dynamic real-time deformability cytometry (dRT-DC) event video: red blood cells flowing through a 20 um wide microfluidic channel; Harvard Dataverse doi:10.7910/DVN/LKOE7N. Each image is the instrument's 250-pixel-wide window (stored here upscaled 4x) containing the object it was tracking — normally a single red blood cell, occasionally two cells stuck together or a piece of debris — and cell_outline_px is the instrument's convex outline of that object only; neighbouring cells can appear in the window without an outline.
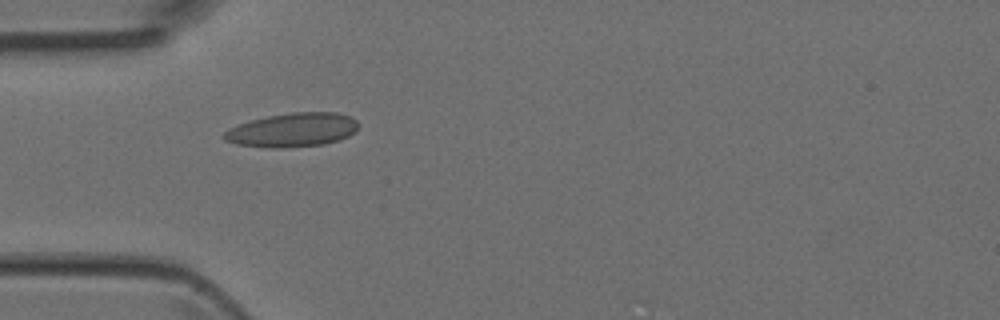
{"species": "Egyptian fruit bat (a non-hibernating species)", "species_latin": "Rousettus aegyptiacus", "temperature_condition": "room temperature", "stored_images_in_passage": 3, "camera_frame_rate_fps": 3000, "um_per_image_px": 0.085, "animal": {"sex": "female"}, "frame": {"image": 1, "passage_image": 2, "time_ms": 0.333, "image_size_px": [1000, 320], "cell_outline_px": [[356, 132], [340, 140], [324, 144], [284, 148], [272, 148], [236, 144], [224, 140], [220, 136], [228, 128], [252, 120], [268, 116], [292, 112], [336, 112], [352, 116], [356, 120]], "centroid_in_image_um": [24.86, 11.05], "position_along_channel_um": 60.1, "area_um2": 26.7}}
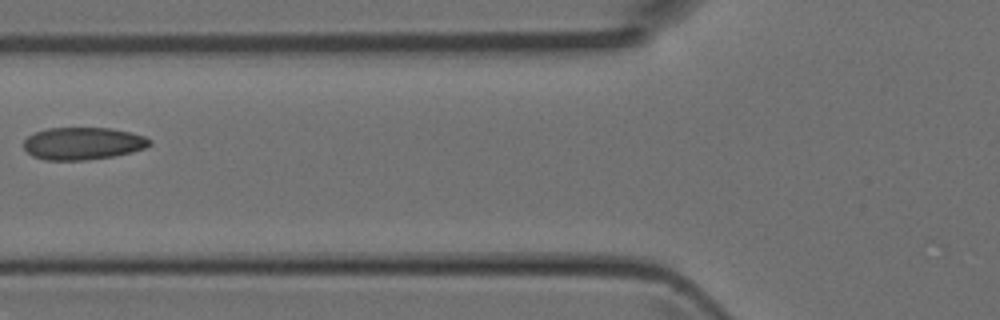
{"frame": {"image": 2, "passage_image": 3, "time_ms": 0.667, "image_size_px": [1000, 320], "cell_outline_px": [[152, 144], [144, 148], [132, 152], [112, 156], [88, 160], [44, 160], [32, 156], [24, 148], [24, 140], [28, 136], [36, 132], [48, 128], [112, 128], [132, 132], [144, 136], [152, 140]], "centroid_in_image_um": [7.06, 12.19], "position_along_channel_um": 118.7, "area_um2": 23.87}}